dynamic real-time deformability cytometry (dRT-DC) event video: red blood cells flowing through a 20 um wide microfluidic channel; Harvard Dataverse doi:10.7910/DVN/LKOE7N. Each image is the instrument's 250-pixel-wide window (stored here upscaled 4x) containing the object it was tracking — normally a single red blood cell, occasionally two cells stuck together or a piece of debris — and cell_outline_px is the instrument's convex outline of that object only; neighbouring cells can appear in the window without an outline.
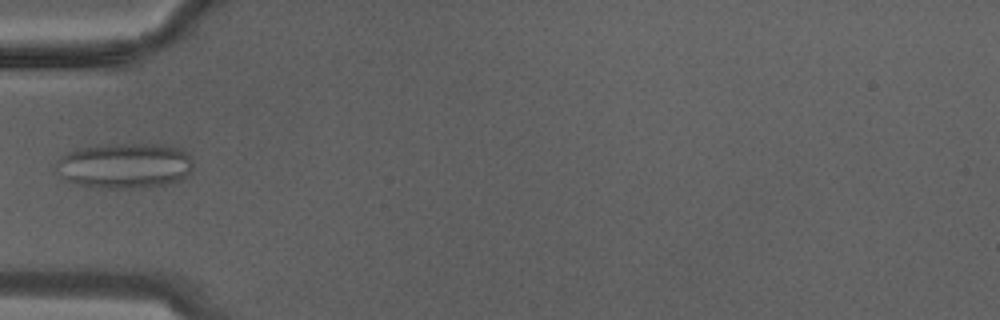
{"species": "Egyptian fruit bat (a non-hibernating species)", "species_latin": "Rousettus aegyptiacus", "temperature_condition": "warm", "stored_images_in_passage": 13, "camera_frame_rate_fps": 3000, "um_per_image_px": 0.085, "animal": {"sex": "male"}, "frame": {"image": 1, "passage_image": 1, "time_ms": 0.0, "image_size_px": [1000, 320], "cell_outline_px": [[192, 168], [184, 176], [176, 180], [164, 184], [136, 188], [92, 188], [76, 184], [64, 180], [52, 172], [56, 160], [60, 156], [76, 148], [108, 144], [164, 144], [180, 148], [192, 160]], "centroid_in_image_um": [10.46, 14.08], "position_along_channel_um": 74.5, "area_um2": 36.76}}